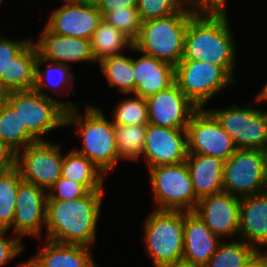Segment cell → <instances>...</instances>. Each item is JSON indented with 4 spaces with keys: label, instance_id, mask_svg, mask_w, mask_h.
Returning a JSON list of instances; mask_svg holds the SVG:
<instances>
[{
    "label": "cell",
    "instance_id": "6da1fadb",
    "mask_svg": "<svg viewBox=\"0 0 267 267\" xmlns=\"http://www.w3.org/2000/svg\"><path fill=\"white\" fill-rule=\"evenodd\" d=\"M104 189L89 191L72 200H46V239L91 248L96 240V228Z\"/></svg>",
    "mask_w": 267,
    "mask_h": 267
},
{
    "label": "cell",
    "instance_id": "7a4b0ae2",
    "mask_svg": "<svg viewBox=\"0 0 267 267\" xmlns=\"http://www.w3.org/2000/svg\"><path fill=\"white\" fill-rule=\"evenodd\" d=\"M228 15L196 14L187 26L181 60H197L222 67L233 79L236 45Z\"/></svg>",
    "mask_w": 267,
    "mask_h": 267
},
{
    "label": "cell",
    "instance_id": "3957f363",
    "mask_svg": "<svg viewBox=\"0 0 267 267\" xmlns=\"http://www.w3.org/2000/svg\"><path fill=\"white\" fill-rule=\"evenodd\" d=\"M79 108H69L65 115V127H77V134L82 138L81 149L73 150L87 157L107 175L120 160L114 124L95 106L86 105L84 116L80 114Z\"/></svg>",
    "mask_w": 267,
    "mask_h": 267
},
{
    "label": "cell",
    "instance_id": "277c9868",
    "mask_svg": "<svg viewBox=\"0 0 267 267\" xmlns=\"http://www.w3.org/2000/svg\"><path fill=\"white\" fill-rule=\"evenodd\" d=\"M195 15L196 13H175L143 22L131 50L175 67L183 58L187 26Z\"/></svg>",
    "mask_w": 267,
    "mask_h": 267
},
{
    "label": "cell",
    "instance_id": "5b68a950",
    "mask_svg": "<svg viewBox=\"0 0 267 267\" xmlns=\"http://www.w3.org/2000/svg\"><path fill=\"white\" fill-rule=\"evenodd\" d=\"M4 99L15 109L21 123L37 141H48L42 136L65 127L67 109L80 106L72 101L42 95L34 89L6 93Z\"/></svg>",
    "mask_w": 267,
    "mask_h": 267
},
{
    "label": "cell",
    "instance_id": "8992f818",
    "mask_svg": "<svg viewBox=\"0 0 267 267\" xmlns=\"http://www.w3.org/2000/svg\"><path fill=\"white\" fill-rule=\"evenodd\" d=\"M184 212L153 210L145 219V249L154 267L182 262Z\"/></svg>",
    "mask_w": 267,
    "mask_h": 267
},
{
    "label": "cell",
    "instance_id": "52a82bcc",
    "mask_svg": "<svg viewBox=\"0 0 267 267\" xmlns=\"http://www.w3.org/2000/svg\"><path fill=\"white\" fill-rule=\"evenodd\" d=\"M150 186L154 193V210L194 211L196 197L186 161L179 164L161 165L148 169Z\"/></svg>",
    "mask_w": 267,
    "mask_h": 267
},
{
    "label": "cell",
    "instance_id": "ba28073f",
    "mask_svg": "<svg viewBox=\"0 0 267 267\" xmlns=\"http://www.w3.org/2000/svg\"><path fill=\"white\" fill-rule=\"evenodd\" d=\"M223 188L240 199L267 191L266 151L237 149L224 161Z\"/></svg>",
    "mask_w": 267,
    "mask_h": 267
},
{
    "label": "cell",
    "instance_id": "9c48e42d",
    "mask_svg": "<svg viewBox=\"0 0 267 267\" xmlns=\"http://www.w3.org/2000/svg\"><path fill=\"white\" fill-rule=\"evenodd\" d=\"M174 80L198 108H204L215 94L236 82L222 67L197 60H181L175 66Z\"/></svg>",
    "mask_w": 267,
    "mask_h": 267
},
{
    "label": "cell",
    "instance_id": "30bf717a",
    "mask_svg": "<svg viewBox=\"0 0 267 267\" xmlns=\"http://www.w3.org/2000/svg\"><path fill=\"white\" fill-rule=\"evenodd\" d=\"M237 149H267V111L248 106L208 109Z\"/></svg>",
    "mask_w": 267,
    "mask_h": 267
},
{
    "label": "cell",
    "instance_id": "8fae6325",
    "mask_svg": "<svg viewBox=\"0 0 267 267\" xmlns=\"http://www.w3.org/2000/svg\"><path fill=\"white\" fill-rule=\"evenodd\" d=\"M186 132L188 154L209 155L226 161L237 150L230 135L208 109L198 108L193 113Z\"/></svg>",
    "mask_w": 267,
    "mask_h": 267
},
{
    "label": "cell",
    "instance_id": "7c38bea8",
    "mask_svg": "<svg viewBox=\"0 0 267 267\" xmlns=\"http://www.w3.org/2000/svg\"><path fill=\"white\" fill-rule=\"evenodd\" d=\"M60 146L38 141L17 153L16 167L23 181L48 191L61 177L63 155Z\"/></svg>",
    "mask_w": 267,
    "mask_h": 267
},
{
    "label": "cell",
    "instance_id": "4fadbf2b",
    "mask_svg": "<svg viewBox=\"0 0 267 267\" xmlns=\"http://www.w3.org/2000/svg\"><path fill=\"white\" fill-rule=\"evenodd\" d=\"M186 129H175L147 124L141 158L147 170L161 165L179 164L187 158Z\"/></svg>",
    "mask_w": 267,
    "mask_h": 267
},
{
    "label": "cell",
    "instance_id": "5bb4252c",
    "mask_svg": "<svg viewBox=\"0 0 267 267\" xmlns=\"http://www.w3.org/2000/svg\"><path fill=\"white\" fill-rule=\"evenodd\" d=\"M102 19L94 1H63L61 6L53 10L45 26L61 36L90 40Z\"/></svg>",
    "mask_w": 267,
    "mask_h": 267
},
{
    "label": "cell",
    "instance_id": "9a60e30c",
    "mask_svg": "<svg viewBox=\"0 0 267 267\" xmlns=\"http://www.w3.org/2000/svg\"><path fill=\"white\" fill-rule=\"evenodd\" d=\"M148 123L175 129H186L198 109L174 82L170 87L146 98Z\"/></svg>",
    "mask_w": 267,
    "mask_h": 267
},
{
    "label": "cell",
    "instance_id": "2e32d148",
    "mask_svg": "<svg viewBox=\"0 0 267 267\" xmlns=\"http://www.w3.org/2000/svg\"><path fill=\"white\" fill-rule=\"evenodd\" d=\"M46 190L25 181L19 184L12 231L21 241L23 236L42 238L46 224Z\"/></svg>",
    "mask_w": 267,
    "mask_h": 267
},
{
    "label": "cell",
    "instance_id": "e0dca14e",
    "mask_svg": "<svg viewBox=\"0 0 267 267\" xmlns=\"http://www.w3.org/2000/svg\"><path fill=\"white\" fill-rule=\"evenodd\" d=\"M240 198L226 191L199 199L194 210L208 228L221 239H238ZM235 235V236H234Z\"/></svg>",
    "mask_w": 267,
    "mask_h": 267
},
{
    "label": "cell",
    "instance_id": "ac0fdd59",
    "mask_svg": "<svg viewBox=\"0 0 267 267\" xmlns=\"http://www.w3.org/2000/svg\"><path fill=\"white\" fill-rule=\"evenodd\" d=\"M42 30L40 39L33 40L41 59L67 66L76 62H96L89 39L61 36L46 26Z\"/></svg>",
    "mask_w": 267,
    "mask_h": 267
},
{
    "label": "cell",
    "instance_id": "d6986e66",
    "mask_svg": "<svg viewBox=\"0 0 267 267\" xmlns=\"http://www.w3.org/2000/svg\"><path fill=\"white\" fill-rule=\"evenodd\" d=\"M182 262L205 267L222 239L215 235L194 211L184 212Z\"/></svg>",
    "mask_w": 267,
    "mask_h": 267
},
{
    "label": "cell",
    "instance_id": "ffe728a7",
    "mask_svg": "<svg viewBox=\"0 0 267 267\" xmlns=\"http://www.w3.org/2000/svg\"><path fill=\"white\" fill-rule=\"evenodd\" d=\"M238 239L267 248V191L241 198ZM258 246V247H257Z\"/></svg>",
    "mask_w": 267,
    "mask_h": 267
},
{
    "label": "cell",
    "instance_id": "44dd1931",
    "mask_svg": "<svg viewBox=\"0 0 267 267\" xmlns=\"http://www.w3.org/2000/svg\"><path fill=\"white\" fill-rule=\"evenodd\" d=\"M140 54V57L133 59L135 90L132 95L146 99L175 82V67L146 54Z\"/></svg>",
    "mask_w": 267,
    "mask_h": 267
},
{
    "label": "cell",
    "instance_id": "7402d4cb",
    "mask_svg": "<svg viewBox=\"0 0 267 267\" xmlns=\"http://www.w3.org/2000/svg\"><path fill=\"white\" fill-rule=\"evenodd\" d=\"M43 246L30 259L37 267H97L92 248L50 239H46Z\"/></svg>",
    "mask_w": 267,
    "mask_h": 267
},
{
    "label": "cell",
    "instance_id": "603a6c76",
    "mask_svg": "<svg viewBox=\"0 0 267 267\" xmlns=\"http://www.w3.org/2000/svg\"><path fill=\"white\" fill-rule=\"evenodd\" d=\"M185 161L198 199L224 191L222 159L209 155L187 154Z\"/></svg>",
    "mask_w": 267,
    "mask_h": 267
},
{
    "label": "cell",
    "instance_id": "cb8c5ba5",
    "mask_svg": "<svg viewBox=\"0 0 267 267\" xmlns=\"http://www.w3.org/2000/svg\"><path fill=\"white\" fill-rule=\"evenodd\" d=\"M38 52L33 40L7 66V93L33 90Z\"/></svg>",
    "mask_w": 267,
    "mask_h": 267
},
{
    "label": "cell",
    "instance_id": "d4e9b609",
    "mask_svg": "<svg viewBox=\"0 0 267 267\" xmlns=\"http://www.w3.org/2000/svg\"><path fill=\"white\" fill-rule=\"evenodd\" d=\"M61 176L83 184L89 191L103 189L105 184L103 171L74 150L63 156Z\"/></svg>",
    "mask_w": 267,
    "mask_h": 267
},
{
    "label": "cell",
    "instance_id": "484cf974",
    "mask_svg": "<svg viewBox=\"0 0 267 267\" xmlns=\"http://www.w3.org/2000/svg\"><path fill=\"white\" fill-rule=\"evenodd\" d=\"M0 140L16 153L38 142L26 130L18 113L5 99L0 103Z\"/></svg>",
    "mask_w": 267,
    "mask_h": 267
},
{
    "label": "cell",
    "instance_id": "4316f807",
    "mask_svg": "<svg viewBox=\"0 0 267 267\" xmlns=\"http://www.w3.org/2000/svg\"><path fill=\"white\" fill-rule=\"evenodd\" d=\"M109 87H117L121 94H133L135 90V71L133 58L124 54L113 55L98 62Z\"/></svg>",
    "mask_w": 267,
    "mask_h": 267
},
{
    "label": "cell",
    "instance_id": "83f0119b",
    "mask_svg": "<svg viewBox=\"0 0 267 267\" xmlns=\"http://www.w3.org/2000/svg\"><path fill=\"white\" fill-rule=\"evenodd\" d=\"M90 41L96 63L104 58L121 54L124 48L131 49L133 46L128 37L104 19L99 23Z\"/></svg>",
    "mask_w": 267,
    "mask_h": 267
},
{
    "label": "cell",
    "instance_id": "f1b7e54d",
    "mask_svg": "<svg viewBox=\"0 0 267 267\" xmlns=\"http://www.w3.org/2000/svg\"><path fill=\"white\" fill-rule=\"evenodd\" d=\"M46 68L41 70L42 64H46ZM74 85V73L71 71V67L60 64L45 61L39 56L36 60V74H35V86L34 90L42 95L50 96L45 92L46 90H51L54 94H58V88H63L68 85V83Z\"/></svg>",
    "mask_w": 267,
    "mask_h": 267
},
{
    "label": "cell",
    "instance_id": "f546056e",
    "mask_svg": "<svg viewBox=\"0 0 267 267\" xmlns=\"http://www.w3.org/2000/svg\"><path fill=\"white\" fill-rule=\"evenodd\" d=\"M23 181L17 167L0 173V231L10 230L19 184Z\"/></svg>",
    "mask_w": 267,
    "mask_h": 267
},
{
    "label": "cell",
    "instance_id": "4dcf8cb0",
    "mask_svg": "<svg viewBox=\"0 0 267 267\" xmlns=\"http://www.w3.org/2000/svg\"><path fill=\"white\" fill-rule=\"evenodd\" d=\"M257 251L241 239L231 242L223 239L205 267H243Z\"/></svg>",
    "mask_w": 267,
    "mask_h": 267
},
{
    "label": "cell",
    "instance_id": "1f68e13d",
    "mask_svg": "<svg viewBox=\"0 0 267 267\" xmlns=\"http://www.w3.org/2000/svg\"><path fill=\"white\" fill-rule=\"evenodd\" d=\"M119 158L136 161L142 156L147 125H114Z\"/></svg>",
    "mask_w": 267,
    "mask_h": 267
},
{
    "label": "cell",
    "instance_id": "d6a6232c",
    "mask_svg": "<svg viewBox=\"0 0 267 267\" xmlns=\"http://www.w3.org/2000/svg\"><path fill=\"white\" fill-rule=\"evenodd\" d=\"M134 96V97H133ZM121 100L111 120L114 125H147L148 110L146 99L133 95Z\"/></svg>",
    "mask_w": 267,
    "mask_h": 267
},
{
    "label": "cell",
    "instance_id": "836d02e7",
    "mask_svg": "<svg viewBox=\"0 0 267 267\" xmlns=\"http://www.w3.org/2000/svg\"><path fill=\"white\" fill-rule=\"evenodd\" d=\"M137 11L142 23L175 13H195L188 0H139Z\"/></svg>",
    "mask_w": 267,
    "mask_h": 267
},
{
    "label": "cell",
    "instance_id": "e575fe53",
    "mask_svg": "<svg viewBox=\"0 0 267 267\" xmlns=\"http://www.w3.org/2000/svg\"><path fill=\"white\" fill-rule=\"evenodd\" d=\"M103 19L117 30L122 32L132 42H134L140 33L141 19L137 7H122L108 12Z\"/></svg>",
    "mask_w": 267,
    "mask_h": 267
},
{
    "label": "cell",
    "instance_id": "d590c367",
    "mask_svg": "<svg viewBox=\"0 0 267 267\" xmlns=\"http://www.w3.org/2000/svg\"><path fill=\"white\" fill-rule=\"evenodd\" d=\"M33 38L12 40L0 37V88L7 93V66L12 58L17 56Z\"/></svg>",
    "mask_w": 267,
    "mask_h": 267
},
{
    "label": "cell",
    "instance_id": "8d00e7d4",
    "mask_svg": "<svg viewBox=\"0 0 267 267\" xmlns=\"http://www.w3.org/2000/svg\"><path fill=\"white\" fill-rule=\"evenodd\" d=\"M89 190L81 183L60 177L47 191V200H72L84 197Z\"/></svg>",
    "mask_w": 267,
    "mask_h": 267
},
{
    "label": "cell",
    "instance_id": "74e56055",
    "mask_svg": "<svg viewBox=\"0 0 267 267\" xmlns=\"http://www.w3.org/2000/svg\"><path fill=\"white\" fill-rule=\"evenodd\" d=\"M7 231H0V267L24 251L23 242L17 237L5 238Z\"/></svg>",
    "mask_w": 267,
    "mask_h": 267
},
{
    "label": "cell",
    "instance_id": "f35d334b",
    "mask_svg": "<svg viewBox=\"0 0 267 267\" xmlns=\"http://www.w3.org/2000/svg\"><path fill=\"white\" fill-rule=\"evenodd\" d=\"M227 1L228 0H188V5L196 14L228 15L225 9Z\"/></svg>",
    "mask_w": 267,
    "mask_h": 267
},
{
    "label": "cell",
    "instance_id": "ab89813d",
    "mask_svg": "<svg viewBox=\"0 0 267 267\" xmlns=\"http://www.w3.org/2000/svg\"><path fill=\"white\" fill-rule=\"evenodd\" d=\"M139 0H94L102 16L106 13L121 9L122 7H137Z\"/></svg>",
    "mask_w": 267,
    "mask_h": 267
},
{
    "label": "cell",
    "instance_id": "60d3db41",
    "mask_svg": "<svg viewBox=\"0 0 267 267\" xmlns=\"http://www.w3.org/2000/svg\"><path fill=\"white\" fill-rule=\"evenodd\" d=\"M17 153L0 140V173L16 167Z\"/></svg>",
    "mask_w": 267,
    "mask_h": 267
},
{
    "label": "cell",
    "instance_id": "b9f144b4",
    "mask_svg": "<svg viewBox=\"0 0 267 267\" xmlns=\"http://www.w3.org/2000/svg\"><path fill=\"white\" fill-rule=\"evenodd\" d=\"M257 251L243 267H265L267 265V252Z\"/></svg>",
    "mask_w": 267,
    "mask_h": 267
},
{
    "label": "cell",
    "instance_id": "7bdbcfd3",
    "mask_svg": "<svg viewBox=\"0 0 267 267\" xmlns=\"http://www.w3.org/2000/svg\"><path fill=\"white\" fill-rule=\"evenodd\" d=\"M267 101V82L264 84L262 90L255 96L254 103H265Z\"/></svg>",
    "mask_w": 267,
    "mask_h": 267
},
{
    "label": "cell",
    "instance_id": "ee69618b",
    "mask_svg": "<svg viewBox=\"0 0 267 267\" xmlns=\"http://www.w3.org/2000/svg\"><path fill=\"white\" fill-rule=\"evenodd\" d=\"M24 261L26 262H22L19 264L20 267H37L30 259Z\"/></svg>",
    "mask_w": 267,
    "mask_h": 267
},
{
    "label": "cell",
    "instance_id": "f6af8a7d",
    "mask_svg": "<svg viewBox=\"0 0 267 267\" xmlns=\"http://www.w3.org/2000/svg\"><path fill=\"white\" fill-rule=\"evenodd\" d=\"M168 267H198V266H194V265L187 264L184 262H179V263H176V264L168 266Z\"/></svg>",
    "mask_w": 267,
    "mask_h": 267
},
{
    "label": "cell",
    "instance_id": "bcb514c9",
    "mask_svg": "<svg viewBox=\"0 0 267 267\" xmlns=\"http://www.w3.org/2000/svg\"><path fill=\"white\" fill-rule=\"evenodd\" d=\"M63 1H67V2H92L94 0H63Z\"/></svg>",
    "mask_w": 267,
    "mask_h": 267
},
{
    "label": "cell",
    "instance_id": "7dc6e473",
    "mask_svg": "<svg viewBox=\"0 0 267 267\" xmlns=\"http://www.w3.org/2000/svg\"><path fill=\"white\" fill-rule=\"evenodd\" d=\"M5 93L0 88V99H4Z\"/></svg>",
    "mask_w": 267,
    "mask_h": 267
}]
</instances>
